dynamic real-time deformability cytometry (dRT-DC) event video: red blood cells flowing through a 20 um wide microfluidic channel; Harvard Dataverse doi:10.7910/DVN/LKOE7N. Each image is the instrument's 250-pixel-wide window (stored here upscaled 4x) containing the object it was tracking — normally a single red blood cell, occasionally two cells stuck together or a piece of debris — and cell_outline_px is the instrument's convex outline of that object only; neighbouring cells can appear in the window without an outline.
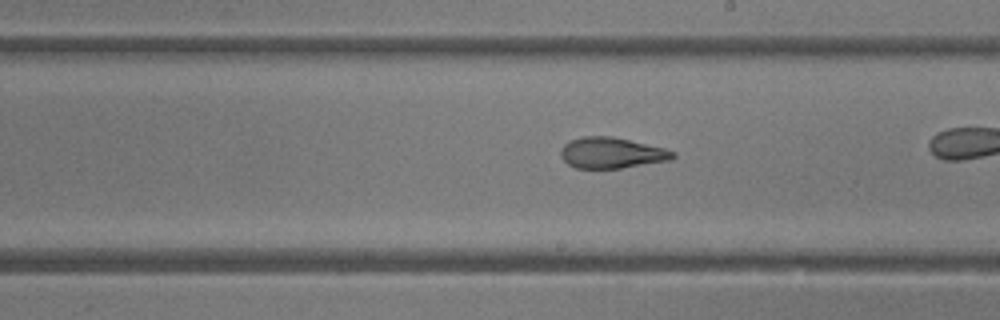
{"species": "common noctule bat (a hibernating species)", "species_latin": "Nyctalus noctula", "temperature_condition": "room temperature", "stored_images_in_passage": 25, "camera_frame_rate_fps": 3000, "um_per_image_px": 0.085, "animal": {"sex": "female"}, "frame": {"image": 1, "passage_image": 15, "time_ms": 4.667, "image_size_px": [1000, 320], "cell_outline_px": [[676, 156], [672, 160], [620, 168], [576, 168], [568, 164], [560, 156], [560, 148], [564, 144], [572, 140], [584, 136], [612, 136], [664, 148], [676, 152]], "centroid_in_image_um": [51.99, 13.0], "position_along_channel_um": 237.0, "area_um2": 20.17}}
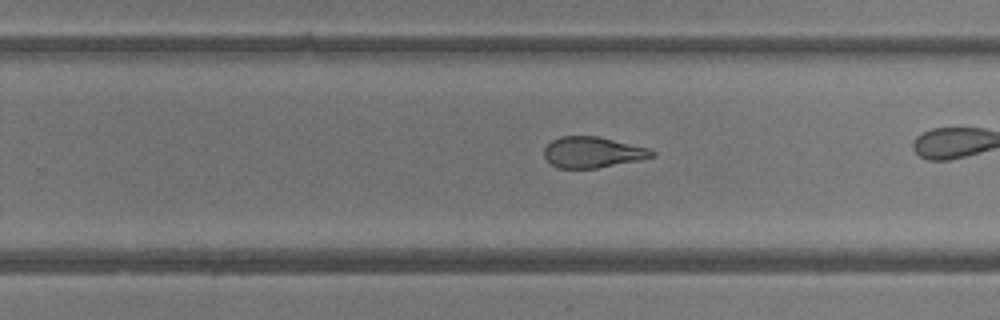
{"frame": {"image": 2, "passage_image": 18, "time_ms": 5.667, "image_size_px": [1000, 320], "cell_outline_px": [[656, 156], [640, 160], [596, 168], [556, 168], [544, 156], [544, 148], [552, 140], [560, 136], [600, 136], [648, 148], [656, 152]], "centroid_in_image_um": [50.39, 12.94], "position_along_channel_um": 279.4, "area_um2": 19.48}}